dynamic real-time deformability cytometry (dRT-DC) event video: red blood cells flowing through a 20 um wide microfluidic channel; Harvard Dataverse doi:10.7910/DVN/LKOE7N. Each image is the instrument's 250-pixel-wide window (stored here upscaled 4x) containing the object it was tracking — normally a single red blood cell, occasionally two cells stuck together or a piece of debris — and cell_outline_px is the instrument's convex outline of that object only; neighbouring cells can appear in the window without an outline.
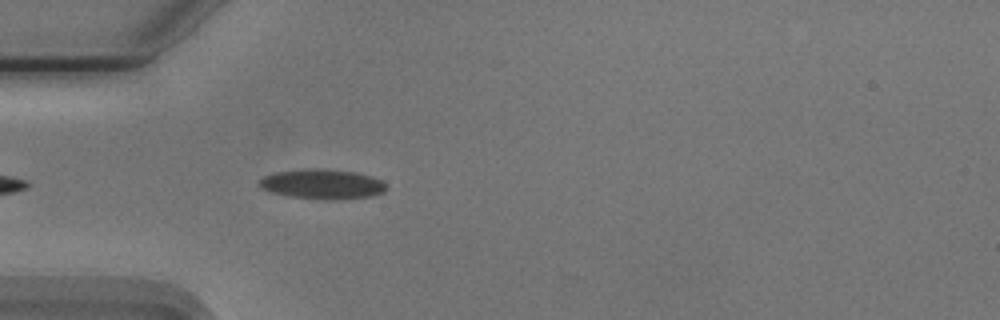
{"species": "Egyptian fruit bat (a non-hibernating species)", "species_latin": "Rousettus aegyptiacus", "temperature_condition": "cold", "stored_images_in_passage": 37, "camera_frame_rate_fps": 3000, "um_per_image_px": 0.085, "animal": {"sex": "male"}, "frame": {"image": 1, "passage_image": 1, "time_ms": 0.0, "image_size_px": [1000, 320], "cell_outline_px": [[388, 188], [384, 192], [372, 196], [336, 200], [320, 200], [288, 196], [268, 192], [260, 188], [256, 184], [256, 180], [264, 176], [276, 172], [308, 168], [316, 168], [352, 172], [368, 176], [380, 180]], "centroid_in_image_um": [27.3, 15.67], "position_along_channel_um": 57.7, "area_um2": 22.31}}
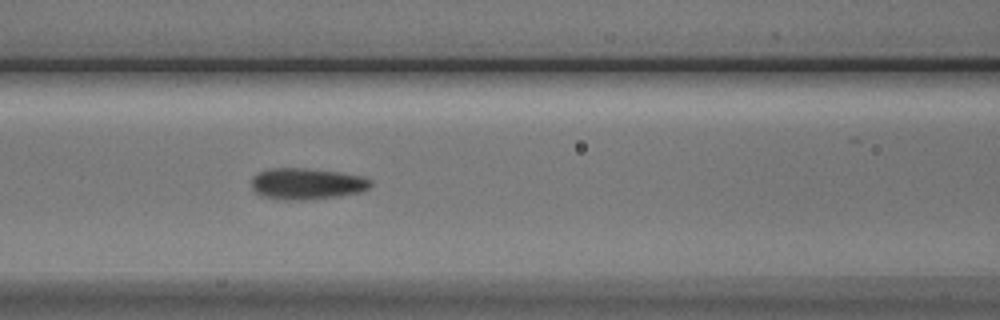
{"frame": {"image": 2, "passage_image": 8, "time_ms": 2.333, "image_size_px": [1000, 320], "cell_outline_px": [[372, 184], [368, 188], [360, 192], [340, 196], [304, 200], [280, 200], [260, 196], [252, 188], [252, 176], [268, 168], [304, 168], [340, 172], [360, 176], [372, 180]], "centroid_in_image_um": [26.05, 15.62], "position_along_channel_um": 140.5, "area_um2": 21.91}}
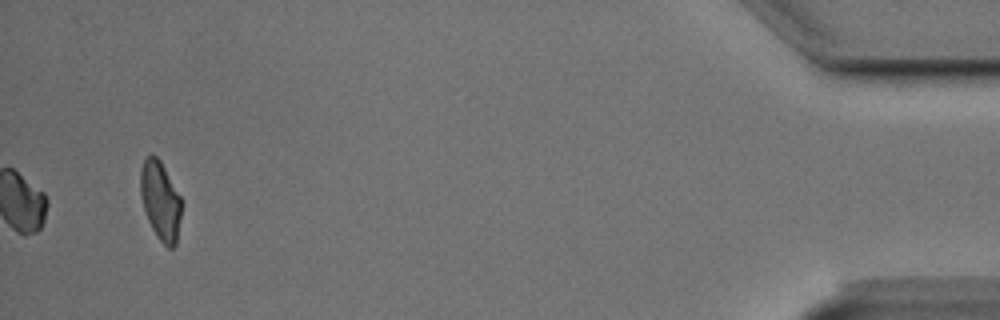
{"frame": {"image": 3, "passage_image": 37, "time_ms": 12.0, "image_size_px": [1000, 320], "cell_outline_px": [[180, 216], [176, 244], [172, 248], [168, 248], [160, 240], [152, 228], [148, 220], [144, 208], [140, 192], [140, 168], [144, 160], [148, 156], [156, 156], [160, 160], [180, 196]], "centroid_in_image_um": [13.62, 17.05], "position_along_channel_um": 421.6, "area_um2": 18.38}, "authors_computed_cell_mechanics": {"area_um2": 20.2878, "velocity_mm_per_s": 3.7479, "shape_relaxation_time_tau1_ms": 0.7723, "shape_relaxation_time_tau2_ms": null, "deformation_change_tau1": 0.0821, "deformation_change_tau2": null}}